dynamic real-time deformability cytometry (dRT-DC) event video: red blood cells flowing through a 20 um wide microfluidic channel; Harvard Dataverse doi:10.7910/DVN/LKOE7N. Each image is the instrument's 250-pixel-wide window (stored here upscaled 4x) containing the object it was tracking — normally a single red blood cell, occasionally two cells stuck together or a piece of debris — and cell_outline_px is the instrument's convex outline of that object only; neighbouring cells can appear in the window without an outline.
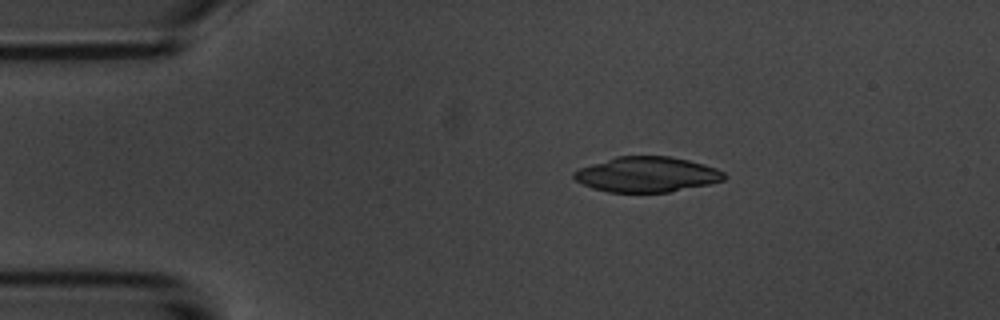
{"species": "common noctule bat (a hibernating species)", "species_latin": "Nyctalus noctula", "temperature_condition": "room temperature", "stored_images_in_passage": 5, "camera_frame_rate_fps": 3000, "um_per_image_px": 0.085, "animal": {"sex": "male", "body_mass_g": 20.1, "forearm_length_mm": 53.5}, "frame": {"image": 1, "passage_image": 1, "time_ms": 0.0, "image_size_px": [1000, 320], "cell_outline_px": [[728, 176], [724, 180], [708, 184], [668, 192], [608, 192], [592, 188], [576, 180], [572, 176], [572, 172], [580, 168], [616, 156], [668, 156], [688, 160], [704, 164], [716, 168], [724, 172]], "centroid_in_image_um": [54.99, 14.82], "position_along_channel_um": 30.0, "area_um2": 30.75}}